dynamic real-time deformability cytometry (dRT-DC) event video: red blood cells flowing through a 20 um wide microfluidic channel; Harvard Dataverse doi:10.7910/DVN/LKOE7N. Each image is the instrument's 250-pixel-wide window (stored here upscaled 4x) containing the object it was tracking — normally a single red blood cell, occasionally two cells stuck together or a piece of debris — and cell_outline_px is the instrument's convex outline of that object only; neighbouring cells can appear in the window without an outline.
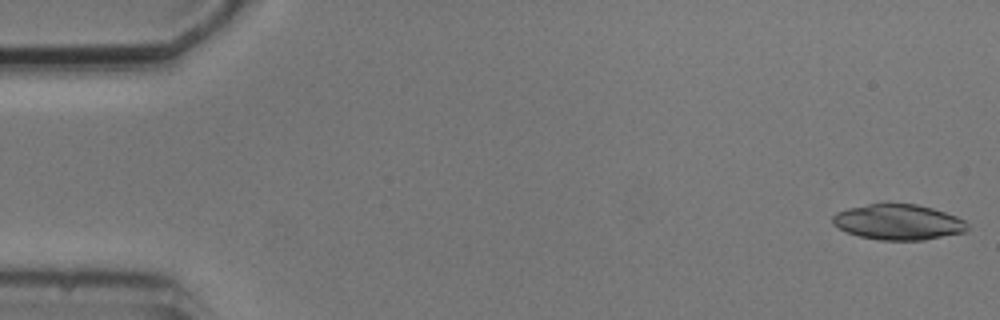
{"species": "common noctule bat (a hibernating species)", "species_latin": "Nyctalus noctula", "temperature_condition": "cold", "stored_images_in_passage": 5, "camera_frame_rate_fps": 3000, "um_per_image_px": 0.085, "animal": {"sex": "male", "body_mass_g": 20.5, "forearm_length_mm": 52.5}, "frame": {"image": 1, "passage_image": 1, "time_ms": 0.0, "image_size_px": [1000, 320], "cell_outline_px": [[972, 228], [968, 232], [924, 240], [880, 240], [860, 236], [844, 232], [832, 224], [832, 216], [836, 212], [848, 208], [884, 200], [916, 204], [932, 208], [956, 216], [964, 220]], "centroid_in_image_um": [76.35, 18.85], "position_along_channel_um": 8.6, "area_um2": 28.9}}
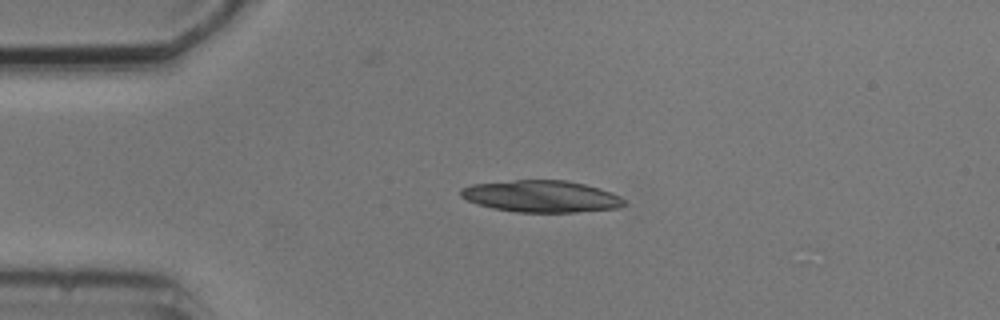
{"frame": {"image": 2, "passage_image": 4, "time_ms": 3.667, "image_size_px": [1000, 320], "cell_outline_px": [[628, 204], [620, 208], [576, 212], [516, 212], [492, 208], [476, 204], [460, 196], [460, 188], [472, 184], [516, 180], [564, 180], [584, 184], [600, 188], [612, 192], [620, 196]], "centroid_in_image_um": [46.03, 16.69], "position_along_channel_um": 39.0, "area_um2": 30.46}}